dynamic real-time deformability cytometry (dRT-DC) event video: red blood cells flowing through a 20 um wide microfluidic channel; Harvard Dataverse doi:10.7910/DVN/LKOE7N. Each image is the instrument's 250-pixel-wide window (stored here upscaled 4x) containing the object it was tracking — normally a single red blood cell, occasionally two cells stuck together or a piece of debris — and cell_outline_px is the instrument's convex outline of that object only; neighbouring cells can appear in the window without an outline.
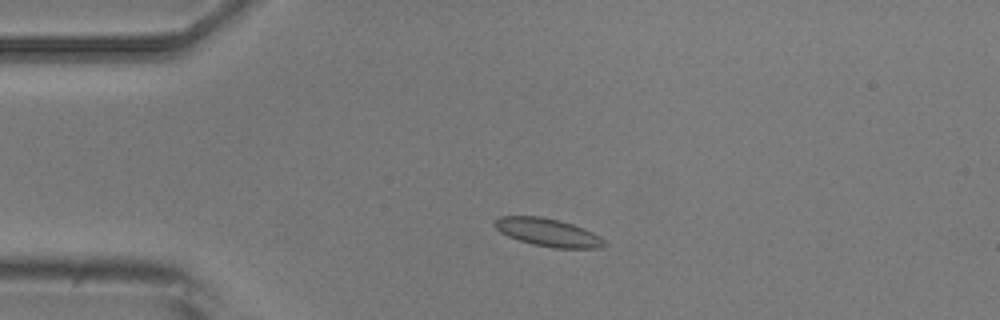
{"species": "common noctule bat (a hibernating species)", "species_latin": "Nyctalus noctula", "temperature_condition": "room temperature", "stored_images_in_passage": 4, "camera_frame_rate_fps": 3000, "um_per_image_px": 0.085, "animal": {"sex": "male", "body_mass_g": 20.5, "forearm_length_mm": 52.5}, "frame": {"image": 1, "passage_image": 3, "time_ms": 2.333, "image_size_px": [1000, 320], "cell_outline_px": [[608, 244], [600, 248], [556, 248], [532, 244], [508, 236], [500, 232], [492, 224], [500, 216], [540, 216], [560, 220], [584, 228], [600, 236]], "centroid_in_image_um": [46.59, 19.75], "position_along_channel_um": 38.4, "area_um2": 17.86}}